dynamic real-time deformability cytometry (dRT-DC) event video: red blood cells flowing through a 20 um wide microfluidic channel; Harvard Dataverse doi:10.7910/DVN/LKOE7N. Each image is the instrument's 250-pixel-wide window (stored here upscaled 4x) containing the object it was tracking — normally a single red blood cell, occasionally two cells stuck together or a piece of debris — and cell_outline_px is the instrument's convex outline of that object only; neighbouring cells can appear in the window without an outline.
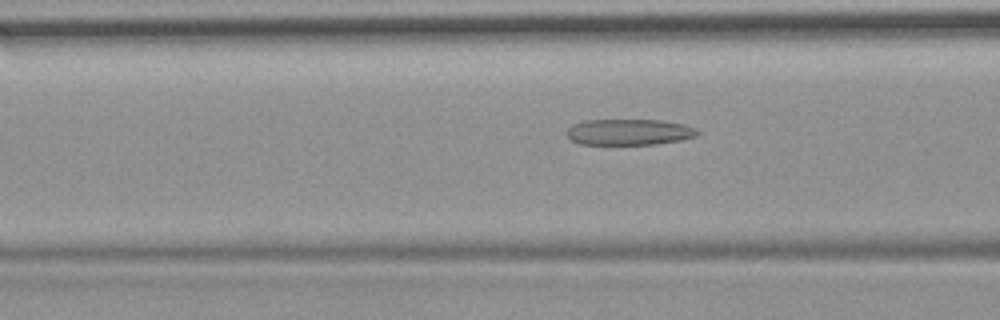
{"species": "common noctule bat (a hibernating species)", "species_latin": "Nyctalus noctula", "temperature_condition": "room temperature", "stored_images_in_passage": 46, "camera_frame_rate_fps": 3000, "um_per_image_px": 0.085, "animal": {"sex": "female", "body_mass_g": 19.9}, "frame": {"image": 1, "passage_image": 13, "time_ms": 4.0, "image_size_px": [1000, 320], "cell_outline_px": [[700, 132], [696, 136], [680, 140], [656, 144], [580, 144], [572, 140], [568, 136], [568, 128], [572, 124], [584, 120], [660, 120], [684, 124], [696, 128]], "centroid_in_image_um": [53.49, 11.22], "position_along_channel_um": 113.1, "area_um2": 19.77}}
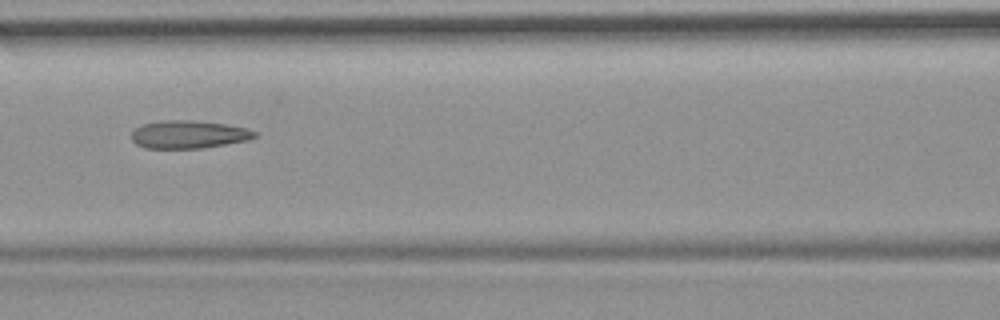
{"frame": {"image": 2, "passage_image": 16, "time_ms": 5.0, "image_size_px": [1000, 320], "cell_outline_px": [[260, 136], [248, 140], [200, 148], [144, 148], [136, 144], [132, 140], [132, 132], [140, 124], [164, 120], [192, 120], [224, 124], [248, 128], [256, 132]], "centroid_in_image_um": [16.04, 11.42], "position_along_channel_um": 150.6, "area_um2": 20.06}}
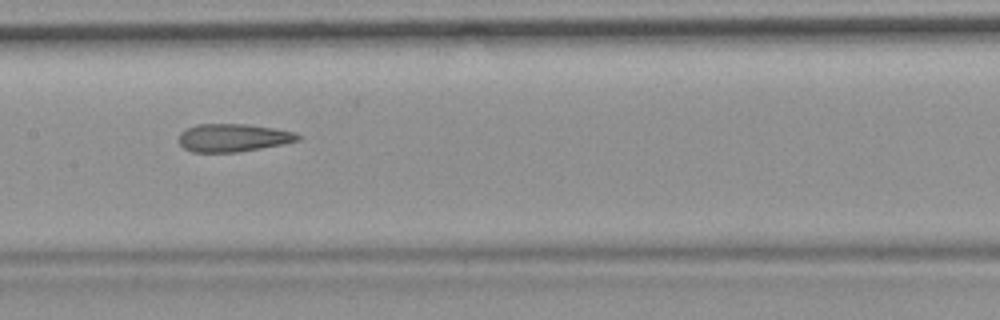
{"frame": {"image": 3, "passage_image": 19, "time_ms": 6.0, "image_size_px": [1000, 320], "cell_outline_px": [[300, 140], [260, 148], [236, 152], [192, 152], [184, 148], [180, 144], [180, 132], [196, 124], [248, 124], [296, 132], [300, 136]], "centroid_in_image_um": [19.8, 11.7], "position_along_channel_um": 187.6, "area_um2": 19.19}, "authors_computed_cell_mechanics": {"area_um2": 20.4323, "velocity_mm_per_s": 3.7139, "shape_relaxation_time_tau1_ms": null, "shape_relaxation_time_tau2_ms": 1.6127, "deformation_change_tau1": null, "deformation_change_tau2": 0.1122}}